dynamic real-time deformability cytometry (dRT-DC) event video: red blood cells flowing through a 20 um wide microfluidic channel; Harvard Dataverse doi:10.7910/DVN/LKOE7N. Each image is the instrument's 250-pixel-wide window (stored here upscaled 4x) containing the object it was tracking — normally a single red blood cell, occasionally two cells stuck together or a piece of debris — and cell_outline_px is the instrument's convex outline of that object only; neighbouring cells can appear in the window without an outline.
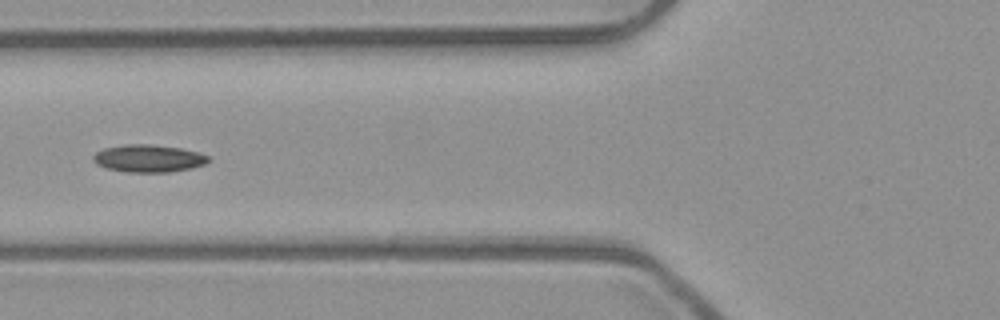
{"species": "common noctule bat (a hibernating species)", "species_latin": "Nyctalus noctula", "temperature_condition": "room temperature", "stored_images_in_passage": 6, "camera_frame_rate_fps": 3000, "um_per_image_px": 0.085, "animal": {"sex": "male", "body_mass_g": 23.1, "forearm_length_mm": 52.7}, "frame": {"image": 1, "passage_image": 5, "time_ms": 1.333, "image_size_px": [1000, 320], "cell_outline_px": [[212, 160], [204, 164], [192, 168], [168, 172], [128, 172], [108, 168], [96, 164], [92, 160], [92, 156], [96, 152], [104, 148], [124, 144], [148, 144], [180, 148], [196, 152], [208, 156]], "centroid_in_image_um": [12.61, 13.46], "position_along_channel_um": 113.2, "area_um2": 18.38}}
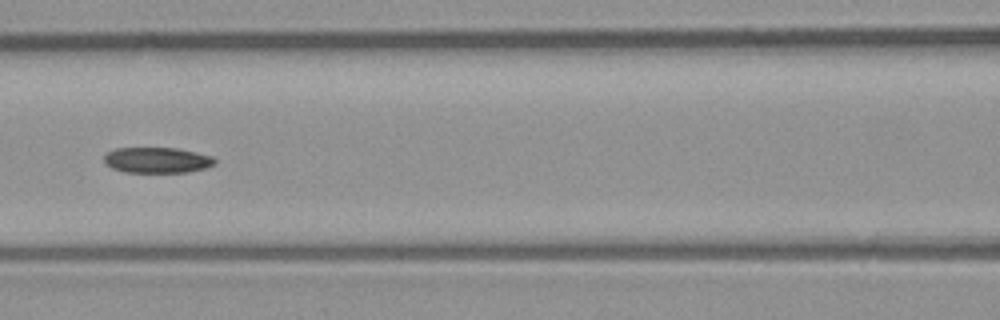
{"frame": {"image": 2, "passage_image": 6, "time_ms": 1.667, "image_size_px": [1000, 320], "cell_outline_px": [[216, 164], [204, 168], [188, 172], [124, 172], [112, 168], [104, 164], [104, 156], [108, 152], [116, 148], [176, 148], [196, 152], [212, 156], [216, 160]], "centroid_in_image_um": [13.35, 13.61], "position_along_channel_um": 153.3, "area_um2": 16.59}}